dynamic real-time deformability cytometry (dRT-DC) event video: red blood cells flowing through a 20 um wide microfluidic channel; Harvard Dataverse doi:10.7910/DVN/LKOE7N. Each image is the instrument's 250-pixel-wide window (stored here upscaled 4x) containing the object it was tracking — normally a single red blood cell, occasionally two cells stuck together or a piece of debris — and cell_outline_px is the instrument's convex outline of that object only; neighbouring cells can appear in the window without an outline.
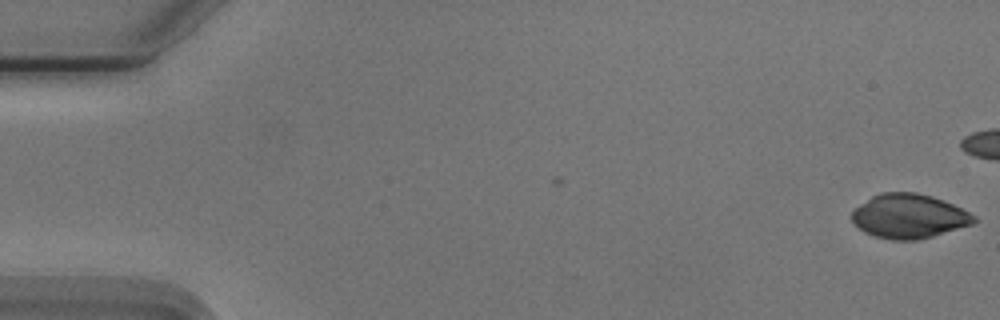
{"species": "Egyptian fruit bat (a non-hibernating species)", "species_latin": "Rousettus aegyptiacus", "temperature_condition": "cold", "stored_images_in_passage": 3, "camera_frame_rate_fps": 3000, "um_per_image_px": 0.085, "animal": {"sex": "male"}, "frame": {"image": 1, "passage_image": 3, "time_ms": 0.667, "image_size_px": [1000, 320], "cell_outline_px": [[980, 220], [972, 224], [932, 236], [916, 240], [892, 240], [876, 236], [864, 232], [852, 220], [852, 212], [856, 208], [872, 196], [880, 192], [916, 192], [932, 196], [944, 200], [976, 216]], "centroid_in_image_um": [77.29, 18.37], "position_along_channel_um": 7.7, "area_um2": 31.27}}